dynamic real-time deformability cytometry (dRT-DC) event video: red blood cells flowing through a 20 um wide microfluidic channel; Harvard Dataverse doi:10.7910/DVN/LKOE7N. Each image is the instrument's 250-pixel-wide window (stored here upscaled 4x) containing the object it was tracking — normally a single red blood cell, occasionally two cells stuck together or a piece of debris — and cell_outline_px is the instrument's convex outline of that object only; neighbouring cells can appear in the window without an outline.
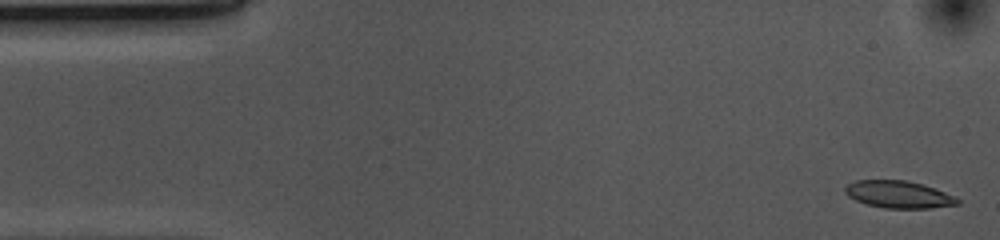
{"species": "common noctule bat (a hibernating species)", "species_latin": "Nyctalus noctula", "temperature_condition": "cold", "stored_images_in_passage": 52, "camera_frame_rate_fps": 3000, "um_per_image_px": 0.085, "animal": {"sex": "female", "body_mass_g": 10.0, "forearm_length_mm": 53.1}, "frame": {"image": 1, "passage_image": 1, "time_ms": 0.0, "image_size_px": [1000, 240], "cell_outline_px": [[960, 204], [928, 208], [884, 208], [868, 204], [856, 200], [848, 196], [844, 192], [844, 188], [848, 184], [856, 180], [904, 180], [936, 188], [956, 196], [960, 200]], "centroid_in_image_um": [76.4, 16.53], "position_along_channel_um": 8.6, "area_um2": 17.8}}
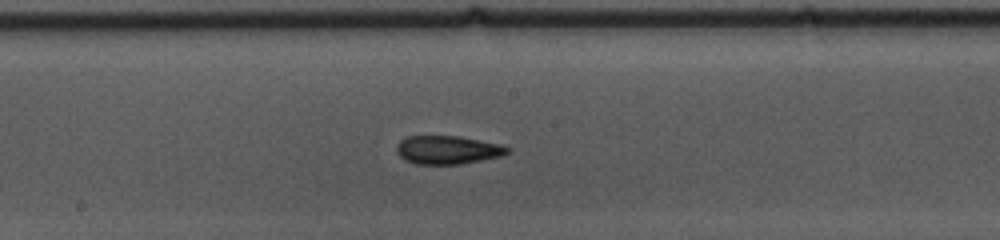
{"frame": {"image": 2, "passage_image": 26, "time_ms": 8.333, "image_size_px": [1000, 240], "cell_outline_px": [[512, 148], [504, 156], [460, 164], [416, 164], [404, 160], [396, 152], [396, 148], [400, 140], [408, 136], [460, 136], [504, 144]], "centroid_in_image_um": [38.1, 12.74], "position_along_channel_um": 210.1, "area_um2": 18.67}}
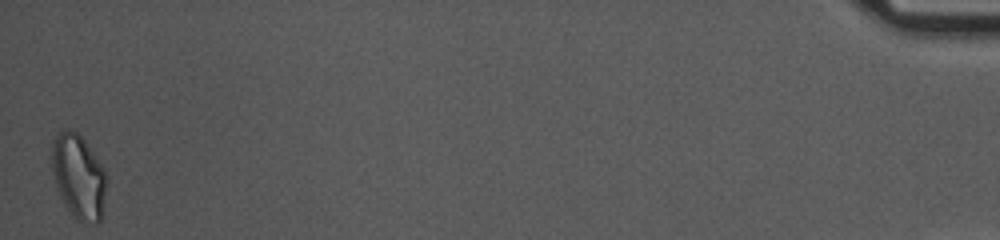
{"frame": {"image": 3, "passage_image": 52, "time_ms": 17.0, "image_size_px": [1000, 240], "cell_outline_px": [[108, 176], [100, 220], [96, 224], [92, 224], [76, 220], [72, 216], [64, 204], [56, 184], [52, 172], [52, 144], [56, 136], [64, 128], [68, 128], [76, 132], [84, 140], [104, 168]], "centroid_in_image_um": [6.69, 15.02], "position_along_channel_um": 428.5, "area_um2": 26.82}, "authors_computed_cell_mechanics": {"area_um2": 18.5538, "velocity_mm_per_s": 3.6841, "shape_relaxation_time_tau1_ms": 6.9555, "shape_relaxation_time_tau2_ms": 2.6749, "deformation_change_tau1": 0.174, "deformation_change_tau2": 0.0987}}